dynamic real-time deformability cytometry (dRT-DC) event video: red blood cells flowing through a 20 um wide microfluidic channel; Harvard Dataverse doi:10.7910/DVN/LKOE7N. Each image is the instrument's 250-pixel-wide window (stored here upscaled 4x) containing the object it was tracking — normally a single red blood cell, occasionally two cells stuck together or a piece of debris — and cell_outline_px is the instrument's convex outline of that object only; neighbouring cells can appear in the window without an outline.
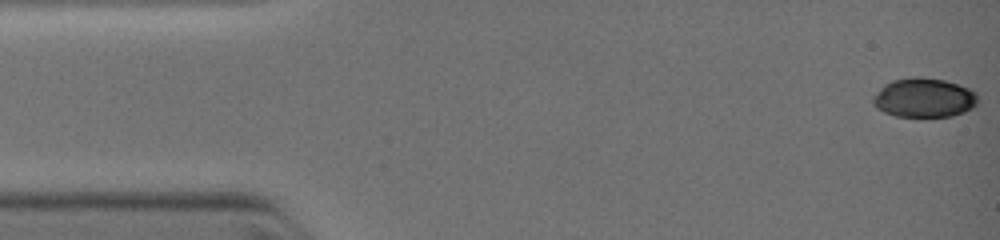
{"species": "common noctule bat (a hibernating species)", "species_latin": "Nyctalus noctula", "temperature_condition": "warm", "stored_images_in_passage": 19, "camera_frame_rate_fps": 3000, "um_per_image_px": 0.085, "animal": {"sex": "female", "body_mass_g": 19.0, "forearm_length_mm": 51.5}, "frame": {"image": 1, "passage_image": 1, "time_ms": 0.0, "image_size_px": [1000, 240], "cell_outline_px": [[976, 104], [972, 108], [964, 112], [952, 116], [896, 116], [884, 112], [876, 108], [872, 104], [872, 96], [884, 84], [892, 80], [912, 76], [920, 76], [944, 80], [968, 88], [976, 92]], "centroid_in_image_um": [78.49, 8.3], "position_along_channel_um": 6.5, "area_um2": 24.04}}
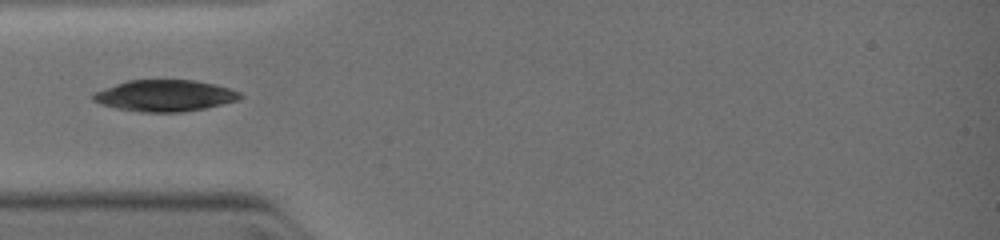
{"frame": {"image": 2, "passage_image": 11, "time_ms": 3.667, "image_size_px": [1000, 240], "cell_outline_px": [[244, 96], [236, 100], [204, 108], [180, 112], [144, 112], [116, 108], [100, 104], [92, 100], [92, 92], [128, 80], [192, 80], [212, 84], [228, 88], [240, 92]], "centroid_in_image_um": [13.95, 8.13], "position_along_channel_um": 71.0, "area_um2": 26.65}}
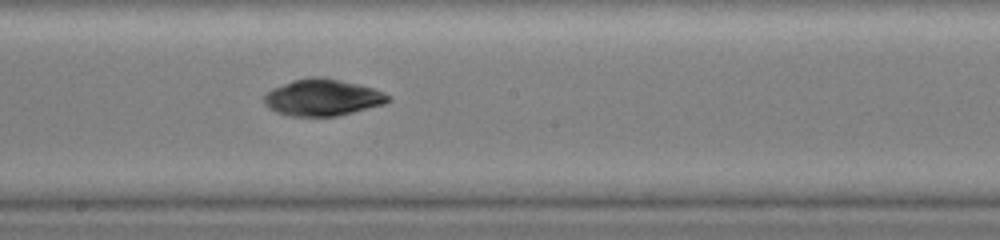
{"frame": {"image": 3, "passage_image": 19, "time_ms": 6.667, "image_size_px": [1000, 240], "cell_outline_px": [[392, 100], [384, 104], [336, 116], [288, 116], [276, 112], [268, 108], [264, 104], [264, 96], [272, 88], [292, 80], [308, 76], [324, 76], [372, 88], [384, 92], [392, 96]], "centroid_in_image_um": [27.4, 8.28], "position_along_channel_um": 220.8, "area_um2": 26.65}}